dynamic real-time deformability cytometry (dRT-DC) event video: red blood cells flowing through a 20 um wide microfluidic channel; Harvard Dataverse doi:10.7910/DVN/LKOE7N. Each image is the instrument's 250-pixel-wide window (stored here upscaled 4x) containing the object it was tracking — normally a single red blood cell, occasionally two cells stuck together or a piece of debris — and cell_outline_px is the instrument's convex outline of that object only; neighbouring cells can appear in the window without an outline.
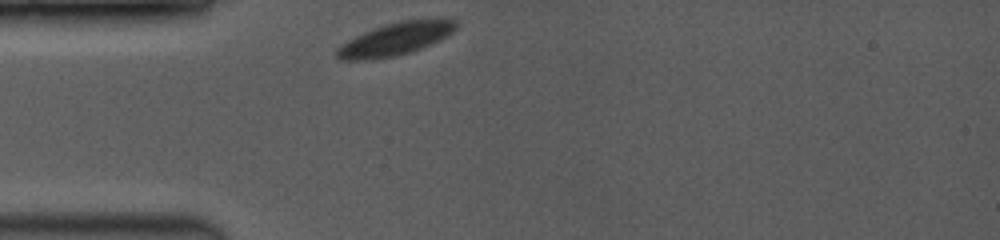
{"species": "common noctule bat (a hibernating species)", "species_latin": "Nyctalus noctula", "temperature_condition": "room temperature", "stored_images_in_passage": 1, "camera_frame_rate_fps": 3500, "um_per_image_px": 0.085, "animal": {"sex": "female", "body_mass_g": 19.0, "forearm_length_mm": 53.3}, "frame": {"image": 1, "passage_image": 1, "time_ms": 0.0, "image_size_px": [1000, 240], "cell_outline_px": [[456, 28], [448, 36], [440, 40], [420, 48], [408, 52], [392, 56], [364, 60], [340, 60], [336, 56], [336, 48], [348, 40], [372, 28], [384, 24], [400, 20], [440, 16], [452, 16], [456, 20]], "centroid_in_image_um": [33.7, 3.24], "position_along_channel_um": 51.3, "area_um2": 23.18}}